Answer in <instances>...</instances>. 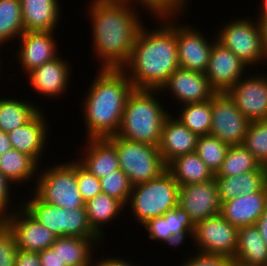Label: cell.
Here are the masks:
<instances>
[{"instance_id": "6da1fadb", "label": "cell", "mask_w": 267, "mask_h": 266, "mask_svg": "<svg viewBox=\"0 0 267 266\" xmlns=\"http://www.w3.org/2000/svg\"><path fill=\"white\" fill-rule=\"evenodd\" d=\"M89 1L85 18L91 29L87 32L91 31L92 42L89 44L92 55H95L93 59L97 60L94 63L98 62L99 69H122L129 61L137 35L145 24L140 15L151 17L157 9L145 0Z\"/></svg>"}, {"instance_id": "7a4b0ae2", "label": "cell", "mask_w": 267, "mask_h": 266, "mask_svg": "<svg viewBox=\"0 0 267 266\" xmlns=\"http://www.w3.org/2000/svg\"><path fill=\"white\" fill-rule=\"evenodd\" d=\"M151 19L155 26L151 23L149 28L144 24L140 29L129 61L122 68L136 89H160L180 67L176 9H158Z\"/></svg>"}, {"instance_id": "3957f363", "label": "cell", "mask_w": 267, "mask_h": 266, "mask_svg": "<svg viewBox=\"0 0 267 266\" xmlns=\"http://www.w3.org/2000/svg\"><path fill=\"white\" fill-rule=\"evenodd\" d=\"M94 74L79 100L84 140L109 138L118 133L127 98L134 89L122 69L97 68Z\"/></svg>"}, {"instance_id": "277c9868", "label": "cell", "mask_w": 267, "mask_h": 266, "mask_svg": "<svg viewBox=\"0 0 267 266\" xmlns=\"http://www.w3.org/2000/svg\"><path fill=\"white\" fill-rule=\"evenodd\" d=\"M159 89H136L127 98L117 136L127 140L158 146L162 126L171 113ZM160 98V99H159ZM164 101V103L161 102ZM166 105V106H165Z\"/></svg>"}, {"instance_id": "5b68a950", "label": "cell", "mask_w": 267, "mask_h": 266, "mask_svg": "<svg viewBox=\"0 0 267 266\" xmlns=\"http://www.w3.org/2000/svg\"><path fill=\"white\" fill-rule=\"evenodd\" d=\"M39 167L38 177L32 191L41 201L59 208L76 209L85 207L76 179V159ZM45 166V167H44ZM42 168V169H41Z\"/></svg>"}, {"instance_id": "8992f818", "label": "cell", "mask_w": 267, "mask_h": 266, "mask_svg": "<svg viewBox=\"0 0 267 266\" xmlns=\"http://www.w3.org/2000/svg\"><path fill=\"white\" fill-rule=\"evenodd\" d=\"M179 185L166 170L157 178L133 186L126 205L127 217H133L136 226L160 217L178 205ZM139 224V225H138Z\"/></svg>"}, {"instance_id": "52a82bcc", "label": "cell", "mask_w": 267, "mask_h": 266, "mask_svg": "<svg viewBox=\"0 0 267 266\" xmlns=\"http://www.w3.org/2000/svg\"><path fill=\"white\" fill-rule=\"evenodd\" d=\"M235 17L229 21L223 20L217 26L214 31L217 41L230 49L250 69L256 68L259 71L265 68L266 56L260 24L254 15Z\"/></svg>"}, {"instance_id": "ba28073f", "label": "cell", "mask_w": 267, "mask_h": 266, "mask_svg": "<svg viewBox=\"0 0 267 266\" xmlns=\"http://www.w3.org/2000/svg\"><path fill=\"white\" fill-rule=\"evenodd\" d=\"M25 192L22 207L56 237L101 238L89 223L86 207L59 208L41 201L33 192H29L28 196L27 191Z\"/></svg>"}, {"instance_id": "9c48e42d", "label": "cell", "mask_w": 267, "mask_h": 266, "mask_svg": "<svg viewBox=\"0 0 267 266\" xmlns=\"http://www.w3.org/2000/svg\"><path fill=\"white\" fill-rule=\"evenodd\" d=\"M116 148L120 169L131 184L148 182L166 171L158 146L127 140L117 135L107 138Z\"/></svg>"}, {"instance_id": "30bf717a", "label": "cell", "mask_w": 267, "mask_h": 266, "mask_svg": "<svg viewBox=\"0 0 267 266\" xmlns=\"http://www.w3.org/2000/svg\"><path fill=\"white\" fill-rule=\"evenodd\" d=\"M186 9H176V40L178 51V62L181 68L205 73L210 60V53L216 34L210 39L202 28L199 30L192 23H183ZM182 17V19H181ZM181 19V20H180ZM182 23V24H181Z\"/></svg>"}, {"instance_id": "8fae6325", "label": "cell", "mask_w": 267, "mask_h": 266, "mask_svg": "<svg viewBox=\"0 0 267 266\" xmlns=\"http://www.w3.org/2000/svg\"><path fill=\"white\" fill-rule=\"evenodd\" d=\"M237 239L238 228L217 214L195 224L190 246L196 252L233 259Z\"/></svg>"}, {"instance_id": "7c38bea8", "label": "cell", "mask_w": 267, "mask_h": 266, "mask_svg": "<svg viewBox=\"0 0 267 266\" xmlns=\"http://www.w3.org/2000/svg\"><path fill=\"white\" fill-rule=\"evenodd\" d=\"M250 69L227 93L250 121L267 120V73Z\"/></svg>"}, {"instance_id": "4fadbf2b", "label": "cell", "mask_w": 267, "mask_h": 266, "mask_svg": "<svg viewBox=\"0 0 267 266\" xmlns=\"http://www.w3.org/2000/svg\"><path fill=\"white\" fill-rule=\"evenodd\" d=\"M71 65V66H70ZM71 62L62 56V53L52 61L43 64L40 67L33 69L25 77L29 85L33 90L31 92L37 94L39 99L47 100H60V98L66 96V92L70 93L69 86L71 76L74 70H72ZM35 91V92H34ZM39 94V96H38ZM64 95V96H63ZM42 97V98H41Z\"/></svg>"}, {"instance_id": "5bb4252c", "label": "cell", "mask_w": 267, "mask_h": 266, "mask_svg": "<svg viewBox=\"0 0 267 266\" xmlns=\"http://www.w3.org/2000/svg\"><path fill=\"white\" fill-rule=\"evenodd\" d=\"M56 32L26 31L15 42L14 56L10 57L15 61V65L21 67L18 70L25 77L33 69L52 61L60 55L58 48L59 41L56 39ZM58 42V43H57ZM18 48V49H16ZM20 65V66H19Z\"/></svg>"}, {"instance_id": "9a60e30c", "label": "cell", "mask_w": 267, "mask_h": 266, "mask_svg": "<svg viewBox=\"0 0 267 266\" xmlns=\"http://www.w3.org/2000/svg\"><path fill=\"white\" fill-rule=\"evenodd\" d=\"M250 121L237 108L228 93L212 97V126L210 135L229 146L242 145Z\"/></svg>"}, {"instance_id": "2e32d148", "label": "cell", "mask_w": 267, "mask_h": 266, "mask_svg": "<svg viewBox=\"0 0 267 266\" xmlns=\"http://www.w3.org/2000/svg\"><path fill=\"white\" fill-rule=\"evenodd\" d=\"M159 90L162 96L165 95V97H170L173 100L167 106L176 102L174 104L176 107L178 105L201 103L211 99L216 94L205 73L181 67H178L168 77Z\"/></svg>"}, {"instance_id": "e0dca14e", "label": "cell", "mask_w": 267, "mask_h": 266, "mask_svg": "<svg viewBox=\"0 0 267 266\" xmlns=\"http://www.w3.org/2000/svg\"><path fill=\"white\" fill-rule=\"evenodd\" d=\"M249 70L230 49L214 42L205 75L216 93H227Z\"/></svg>"}, {"instance_id": "ac0fdd59", "label": "cell", "mask_w": 267, "mask_h": 266, "mask_svg": "<svg viewBox=\"0 0 267 266\" xmlns=\"http://www.w3.org/2000/svg\"><path fill=\"white\" fill-rule=\"evenodd\" d=\"M44 109L45 107L41 108L28 122L8 133L12 148L29 154L40 165L47 161L44 160L46 158L44 155L50 149L47 145L51 138L49 137L51 124L48 122L50 117H46L48 115Z\"/></svg>"}, {"instance_id": "d6986e66", "label": "cell", "mask_w": 267, "mask_h": 266, "mask_svg": "<svg viewBox=\"0 0 267 266\" xmlns=\"http://www.w3.org/2000/svg\"><path fill=\"white\" fill-rule=\"evenodd\" d=\"M3 221L12 230L19 250L40 252L50 248L57 238L23 207L10 213Z\"/></svg>"}, {"instance_id": "ffe728a7", "label": "cell", "mask_w": 267, "mask_h": 266, "mask_svg": "<svg viewBox=\"0 0 267 266\" xmlns=\"http://www.w3.org/2000/svg\"><path fill=\"white\" fill-rule=\"evenodd\" d=\"M178 205L187 212L194 224L219 214L221 202L215 178L180 186Z\"/></svg>"}, {"instance_id": "44dd1931", "label": "cell", "mask_w": 267, "mask_h": 266, "mask_svg": "<svg viewBox=\"0 0 267 266\" xmlns=\"http://www.w3.org/2000/svg\"><path fill=\"white\" fill-rule=\"evenodd\" d=\"M81 144L82 150L74 158L95 177L100 179L120 169L116 148L107 138L85 139Z\"/></svg>"}, {"instance_id": "7402d4cb", "label": "cell", "mask_w": 267, "mask_h": 266, "mask_svg": "<svg viewBox=\"0 0 267 266\" xmlns=\"http://www.w3.org/2000/svg\"><path fill=\"white\" fill-rule=\"evenodd\" d=\"M267 207V184L259 191L221 202L220 215L237 228L255 225Z\"/></svg>"}, {"instance_id": "603a6c76", "label": "cell", "mask_w": 267, "mask_h": 266, "mask_svg": "<svg viewBox=\"0 0 267 266\" xmlns=\"http://www.w3.org/2000/svg\"><path fill=\"white\" fill-rule=\"evenodd\" d=\"M198 136L170 113L162 126L159 152L167 165L178 156L195 152Z\"/></svg>"}, {"instance_id": "cb8c5ba5", "label": "cell", "mask_w": 267, "mask_h": 266, "mask_svg": "<svg viewBox=\"0 0 267 266\" xmlns=\"http://www.w3.org/2000/svg\"><path fill=\"white\" fill-rule=\"evenodd\" d=\"M59 1L60 0H20L24 32H56V29H60V21L63 18L61 17L63 8Z\"/></svg>"}, {"instance_id": "d4e9b609", "label": "cell", "mask_w": 267, "mask_h": 266, "mask_svg": "<svg viewBox=\"0 0 267 266\" xmlns=\"http://www.w3.org/2000/svg\"><path fill=\"white\" fill-rule=\"evenodd\" d=\"M104 242L102 238L61 236L56 238L51 247L66 266H92L96 252H106Z\"/></svg>"}, {"instance_id": "484cf974", "label": "cell", "mask_w": 267, "mask_h": 266, "mask_svg": "<svg viewBox=\"0 0 267 266\" xmlns=\"http://www.w3.org/2000/svg\"><path fill=\"white\" fill-rule=\"evenodd\" d=\"M85 207L92 229L105 241V243L106 240L107 243L109 242L107 239V233H109L107 231L109 227L107 226H113L115 224L114 221L118 220L120 216L127 215L125 213L126 206L121 201L104 193L98 194L85 202ZM105 228L107 231H105Z\"/></svg>"}, {"instance_id": "4316f807", "label": "cell", "mask_w": 267, "mask_h": 266, "mask_svg": "<svg viewBox=\"0 0 267 266\" xmlns=\"http://www.w3.org/2000/svg\"><path fill=\"white\" fill-rule=\"evenodd\" d=\"M40 164L29 154L10 149L0 156V172L8 178L15 187H28L32 191V184L36 183ZM29 182V183H28ZM24 184V185H23ZM23 185V186H22ZM31 189V190H30Z\"/></svg>"}, {"instance_id": "83f0119b", "label": "cell", "mask_w": 267, "mask_h": 266, "mask_svg": "<svg viewBox=\"0 0 267 266\" xmlns=\"http://www.w3.org/2000/svg\"><path fill=\"white\" fill-rule=\"evenodd\" d=\"M235 266H267V244L256 225L238 228Z\"/></svg>"}, {"instance_id": "f1b7e54d", "label": "cell", "mask_w": 267, "mask_h": 266, "mask_svg": "<svg viewBox=\"0 0 267 266\" xmlns=\"http://www.w3.org/2000/svg\"><path fill=\"white\" fill-rule=\"evenodd\" d=\"M220 202L236 198L239 195L259 192L267 184V167L236 176L215 177Z\"/></svg>"}, {"instance_id": "f546056e", "label": "cell", "mask_w": 267, "mask_h": 266, "mask_svg": "<svg viewBox=\"0 0 267 266\" xmlns=\"http://www.w3.org/2000/svg\"><path fill=\"white\" fill-rule=\"evenodd\" d=\"M5 95L7 96L4 93L3 97H0V130L6 133L28 122L41 109V106L44 107L39 105V102L33 103L34 99L28 100L25 97L22 99L20 95L17 98L15 95L7 98Z\"/></svg>"}, {"instance_id": "4dcf8cb0", "label": "cell", "mask_w": 267, "mask_h": 266, "mask_svg": "<svg viewBox=\"0 0 267 266\" xmlns=\"http://www.w3.org/2000/svg\"><path fill=\"white\" fill-rule=\"evenodd\" d=\"M166 170L179 186L208 182L215 178L196 152L178 156L167 164Z\"/></svg>"}, {"instance_id": "1f68e13d", "label": "cell", "mask_w": 267, "mask_h": 266, "mask_svg": "<svg viewBox=\"0 0 267 266\" xmlns=\"http://www.w3.org/2000/svg\"><path fill=\"white\" fill-rule=\"evenodd\" d=\"M171 112L191 132L199 136L209 135L212 126V98L201 102L178 106ZM176 110V111H175Z\"/></svg>"}, {"instance_id": "d6a6232c", "label": "cell", "mask_w": 267, "mask_h": 266, "mask_svg": "<svg viewBox=\"0 0 267 266\" xmlns=\"http://www.w3.org/2000/svg\"><path fill=\"white\" fill-rule=\"evenodd\" d=\"M23 33L20 0H0V46L5 48L11 42L15 45Z\"/></svg>"}, {"instance_id": "836d02e7", "label": "cell", "mask_w": 267, "mask_h": 266, "mask_svg": "<svg viewBox=\"0 0 267 266\" xmlns=\"http://www.w3.org/2000/svg\"><path fill=\"white\" fill-rule=\"evenodd\" d=\"M263 167L243 145L229 146L215 177L236 176L248 171L261 170Z\"/></svg>"}, {"instance_id": "e575fe53", "label": "cell", "mask_w": 267, "mask_h": 266, "mask_svg": "<svg viewBox=\"0 0 267 266\" xmlns=\"http://www.w3.org/2000/svg\"><path fill=\"white\" fill-rule=\"evenodd\" d=\"M165 219H169L170 226V251L181 246L187 245L186 242L192 240V234L195 229V224L191 220L187 212L179 205L175 206L163 215ZM180 247V248H179Z\"/></svg>"}, {"instance_id": "d590c367", "label": "cell", "mask_w": 267, "mask_h": 266, "mask_svg": "<svg viewBox=\"0 0 267 266\" xmlns=\"http://www.w3.org/2000/svg\"><path fill=\"white\" fill-rule=\"evenodd\" d=\"M228 148V144L209 134L198 137L195 152L216 175L222 166Z\"/></svg>"}, {"instance_id": "8d00e7d4", "label": "cell", "mask_w": 267, "mask_h": 266, "mask_svg": "<svg viewBox=\"0 0 267 266\" xmlns=\"http://www.w3.org/2000/svg\"><path fill=\"white\" fill-rule=\"evenodd\" d=\"M242 145L267 167V120L250 122Z\"/></svg>"}, {"instance_id": "74e56055", "label": "cell", "mask_w": 267, "mask_h": 266, "mask_svg": "<svg viewBox=\"0 0 267 266\" xmlns=\"http://www.w3.org/2000/svg\"><path fill=\"white\" fill-rule=\"evenodd\" d=\"M99 180L102 193L118 199L125 206L127 205L133 185L128 176L121 169H118Z\"/></svg>"}, {"instance_id": "f35d334b", "label": "cell", "mask_w": 267, "mask_h": 266, "mask_svg": "<svg viewBox=\"0 0 267 266\" xmlns=\"http://www.w3.org/2000/svg\"><path fill=\"white\" fill-rule=\"evenodd\" d=\"M14 186L15 185L0 172V220H3L10 213L22 207L23 200L21 199L23 198L21 197L23 196H21L20 193L18 194L19 196L15 194V191L20 192V189ZM13 189L15 191H13ZM14 194L17 197H14Z\"/></svg>"}, {"instance_id": "ab89813d", "label": "cell", "mask_w": 267, "mask_h": 266, "mask_svg": "<svg viewBox=\"0 0 267 266\" xmlns=\"http://www.w3.org/2000/svg\"><path fill=\"white\" fill-rule=\"evenodd\" d=\"M18 250L12 230L0 220V266H14Z\"/></svg>"}, {"instance_id": "60d3db41", "label": "cell", "mask_w": 267, "mask_h": 266, "mask_svg": "<svg viewBox=\"0 0 267 266\" xmlns=\"http://www.w3.org/2000/svg\"><path fill=\"white\" fill-rule=\"evenodd\" d=\"M140 227H143L142 230L145 229L146 237L149 241L151 240V243L154 242L155 244V241H158V244L170 248L169 219H165L163 216L151 218Z\"/></svg>"}, {"instance_id": "b9f144b4", "label": "cell", "mask_w": 267, "mask_h": 266, "mask_svg": "<svg viewBox=\"0 0 267 266\" xmlns=\"http://www.w3.org/2000/svg\"><path fill=\"white\" fill-rule=\"evenodd\" d=\"M76 179L85 202L102 193L99 178L95 177L76 160Z\"/></svg>"}, {"instance_id": "7bdbcfd3", "label": "cell", "mask_w": 267, "mask_h": 266, "mask_svg": "<svg viewBox=\"0 0 267 266\" xmlns=\"http://www.w3.org/2000/svg\"><path fill=\"white\" fill-rule=\"evenodd\" d=\"M184 255L183 260L178 263L179 266H235L233 259L226 256L193 252V249L187 253V256Z\"/></svg>"}, {"instance_id": "ee69618b", "label": "cell", "mask_w": 267, "mask_h": 266, "mask_svg": "<svg viewBox=\"0 0 267 266\" xmlns=\"http://www.w3.org/2000/svg\"><path fill=\"white\" fill-rule=\"evenodd\" d=\"M106 253V255L102 254L101 256L96 253V256L93 258L92 266H141L139 264L136 265V263L132 261L133 259L130 261L129 258L117 256V254L114 257L110 253Z\"/></svg>"}, {"instance_id": "f6af8a7d", "label": "cell", "mask_w": 267, "mask_h": 266, "mask_svg": "<svg viewBox=\"0 0 267 266\" xmlns=\"http://www.w3.org/2000/svg\"><path fill=\"white\" fill-rule=\"evenodd\" d=\"M14 266H41L39 252L18 250Z\"/></svg>"}, {"instance_id": "bcb514c9", "label": "cell", "mask_w": 267, "mask_h": 266, "mask_svg": "<svg viewBox=\"0 0 267 266\" xmlns=\"http://www.w3.org/2000/svg\"><path fill=\"white\" fill-rule=\"evenodd\" d=\"M149 3H151L157 10L158 9H187L188 13L190 14L189 10V3H192L193 0H191V2H189L190 0H145Z\"/></svg>"}, {"instance_id": "7dc6e473", "label": "cell", "mask_w": 267, "mask_h": 266, "mask_svg": "<svg viewBox=\"0 0 267 266\" xmlns=\"http://www.w3.org/2000/svg\"><path fill=\"white\" fill-rule=\"evenodd\" d=\"M41 266H66L59 258L58 253L52 248H47L39 252Z\"/></svg>"}, {"instance_id": "c3c4849f", "label": "cell", "mask_w": 267, "mask_h": 266, "mask_svg": "<svg viewBox=\"0 0 267 266\" xmlns=\"http://www.w3.org/2000/svg\"><path fill=\"white\" fill-rule=\"evenodd\" d=\"M255 225L258 228L259 233L261 234L262 239L267 244V207H266L264 213L257 220V222H256Z\"/></svg>"}, {"instance_id": "681fc988", "label": "cell", "mask_w": 267, "mask_h": 266, "mask_svg": "<svg viewBox=\"0 0 267 266\" xmlns=\"http://www.w3.org/2000/svg\"><path fill=\"white\" fill-rule=\"evenodd\" d=\"M12 149V144L8 133L0 130V156Z\"/></svg>"}, {"instance_id": "f907efd6", "label": "cell", "mask_w": 267, "mask_h": 266, "mask_svg": "<svg viewBox=\"0 0 267 266\" xmlns=\"http://www.w3.org/2000/svg\"><path fill=\"white\" fill-rule=\"evenodd\" d=\"M258 8L256 7L254 10H257L254 18L256 20H267V0H258Z\"/></svg>"}, {"instance_id": "816d5d0a", "label": "cell", "mask_w": 267, "mask_h": 266, "mask_svg": "<svg viewBox=\"0 0 267 266\" xmlns=\"http://www.w3.org/2000/svg\"><path fill=\"white\" fill-rule=\"evenodd\" d=\"M257 22L260 24L261 27L264 52L267 60V20H257Z\"/></svg>"}, {"instance_id": "f5cc1de1", "label": "cell", "mask_w": 267, "mask_h": 266, "mask_svg": "<svg viewBox=\"0 0 267 266\" xmlns=\"http://www.w3.org/2000/svg\"><path fill=\"white\" fill-rule=\"evenodd\" d=\"M1 49H4L3 47H1L0 46V51L2 52V50ZM1 52H0V78H1V76H2V71H3V63H5V61H3L4 60V57H1V56H4L3 54L1 55Z\"/></svg>"}]
</instances>
